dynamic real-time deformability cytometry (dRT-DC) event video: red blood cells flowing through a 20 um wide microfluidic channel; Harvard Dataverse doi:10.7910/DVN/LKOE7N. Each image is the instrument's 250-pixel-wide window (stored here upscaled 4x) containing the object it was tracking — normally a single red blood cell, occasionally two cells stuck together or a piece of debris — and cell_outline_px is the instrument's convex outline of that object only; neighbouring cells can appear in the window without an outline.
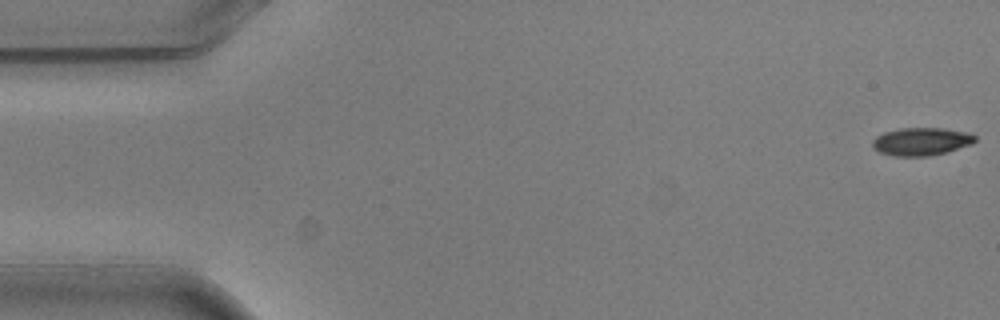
{"species": "common noctule bat (a hibernating species)", "species_latin": "Nyctalus noctula", "temperature_condition": "warm", "stored_images_in_passage": 7, "camera_frame_rate_fps": 3000, "um_per_image_px": 0.085, "animal": {"sex": "male", "body_mass_g": 20.5, "forearm_length_mm": 52.5}, "frame": {"image": 1, "passage_image": 1, "time_ms": 0.0, "image_size_px": [1000, 320], "cell_outline_px": [[976, 140], [972, 144], [948, 152], [928, 156], [896, 156], [880, 152], [872, 148], [872, 140], [876, 136], [884, 132], [900, 128], [944, 128], [968, 132], [976, 136]], "centroid_in_image_um": [78.32, 12.02], "position_along_channel_um": 6.7, "area_um2": 16.82}}
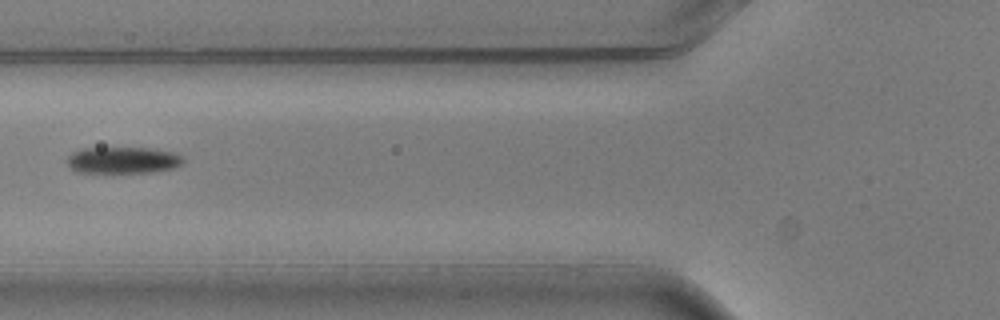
{"frame": {"image": 2, "passage_image": 5, "time_ms": 1.333, "image_size_px": [1000, 320], "cell_outline_px": [[184, 160], [180, 164], [172, 168], [148, 172], [76, 172], [64, 160], [72, 152], [84, 148], [148, 148], [172, 152], [180, 156]], "centroid_in_image_um": [10.38, 13.61], "position_along_channel_um": 115.4, "area_um2": 17.69}}
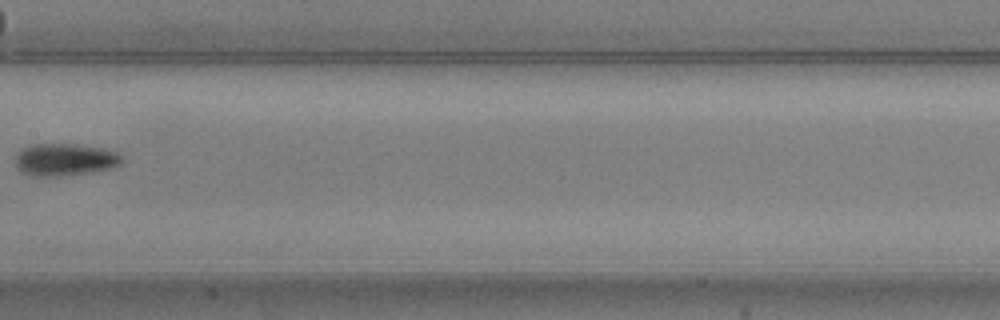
{"frame": {"image": 3, "passage_image": 7, "time_ms": 2.0, "image_size_px": [1000, 320], "cell_outline_px": [[124, 160], [120, 164], [108, 168], [88, 172], [60, 176], [36, 176], [20, 172], [16, 168], [16, 152], [28, 144], [76, 144], [104, 148], [116, 152], [124, 156]], "centroid_in_image_um": [5.48, 13.55], "position_along_channel_um": 201.9, "area_um2": 20.17}}